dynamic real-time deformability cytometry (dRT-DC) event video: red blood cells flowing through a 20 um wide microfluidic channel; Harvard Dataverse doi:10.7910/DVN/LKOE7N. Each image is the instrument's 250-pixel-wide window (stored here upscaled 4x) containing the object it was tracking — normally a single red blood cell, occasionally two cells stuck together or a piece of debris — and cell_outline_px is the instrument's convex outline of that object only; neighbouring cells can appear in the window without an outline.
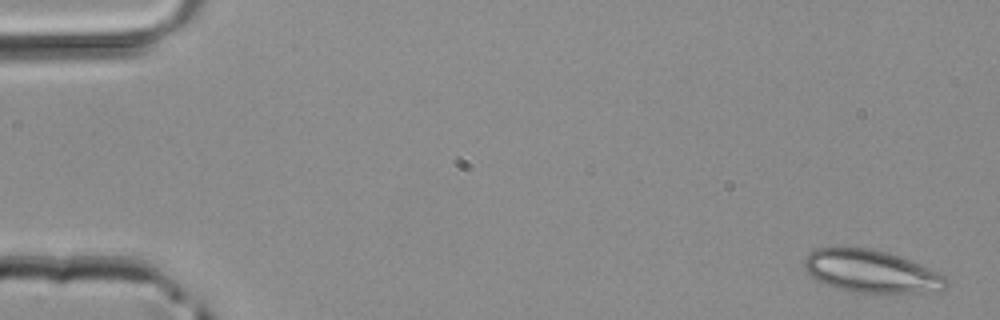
{"species": "common noctule bat (a hibernating species)", "species_latin": "Nyctalus noctula", "temperature_condition": "room temperature", "stored_images_in_passage": 4, "camera_frame_rate_fps": 3000, "um_per_image_px": 0.085, "animal": {"sex": "male", "body_mass_g": 20.4}, "frame": {"image": 1, "passage_image": 1, "time_ms": 0.0, "image_size_px": [1000, 320], "cell_outline_px": [[948, 284], [940, 292], [852, 292], [836, 288], [816, 280], [804, 268], [804, 260], [808, 252], [816, 248], [836, 244], [872, 248], [888, 252], [900, 256], [940, 272], [948, 280]], "centroid_in_image_um": [74.01, 23.01], "position_along_channel_um": 11.0, "area_um2": 36.07}}